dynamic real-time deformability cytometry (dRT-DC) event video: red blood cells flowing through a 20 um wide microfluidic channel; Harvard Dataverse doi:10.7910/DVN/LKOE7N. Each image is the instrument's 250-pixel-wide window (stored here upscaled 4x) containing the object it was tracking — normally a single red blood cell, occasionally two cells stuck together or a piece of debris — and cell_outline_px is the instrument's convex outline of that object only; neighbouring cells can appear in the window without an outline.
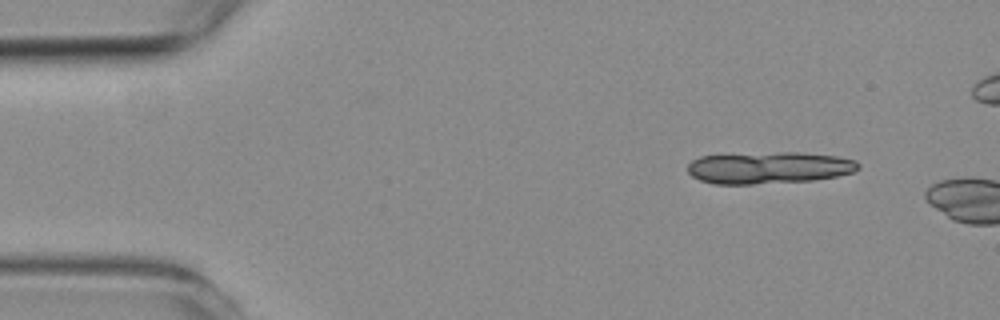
{"species": "common noctule bat (a hibernating species)", "species_latin": "Nyctalus noctula", "temperature_condition": "room temperature", "stored_images_in_passage": 2, "camera_frame_rate_fps": 3000, "um_per_image_px": 0.085, "animal": {"sex": "female", "body_mass_g": 19.3, "forearm_length_mm": 54.1}, "frame": {"image": 1, "passage_image": 1, "time_ms": 0.0, "image_size_px": [1000, 320], "cell_outline_px": [[860, 168], [852, 172], [836, 176], [812, 180], [752, 184], [712, 184], [700, 180], [692, 176], [688, 172], [688, 164], [692, 160], [700, 156], [780, 152], [804, 152], [836, 156], [856, 160], [860, 164]], "centroid_in_image_um": [65.36, 14.25], "position_along_channel_um": 19.6, "area_um2": 31.67}}